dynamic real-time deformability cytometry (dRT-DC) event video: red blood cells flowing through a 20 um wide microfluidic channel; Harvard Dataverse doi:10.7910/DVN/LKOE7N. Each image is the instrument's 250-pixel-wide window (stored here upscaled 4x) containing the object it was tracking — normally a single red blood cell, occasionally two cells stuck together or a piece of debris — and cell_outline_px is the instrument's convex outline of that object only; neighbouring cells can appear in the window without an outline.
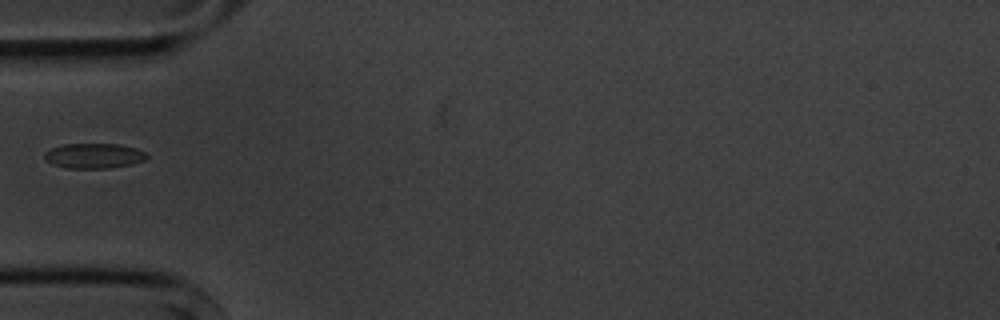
{"species": "common noctule bat (a hibernating species)", "species_latin": "Nyctalus noctula", "temperature_condition": "cold", "stored_images_in_passage": 5, "camera_frame_rate_fps": 3000, "um_per_image_px": 0.085, "animal": {"sex": "male", "body_mass_g": 20.1, "forearm_length_mm": 53.5}, "frame": {"image": 1, "passage_image": 4, "time_ms": 3.667, "image_size_px": [1000, 320], "cell_outline_px": [[148, 156], [144, 160], [132, 164], [108, 168], [68, 168], [52, 164], [44, 160], [44, 152], [52, 148], [64, 144], [120, 144], [136, 148], [148, 152]], "centroid_in_image_um": [7.99, 13.24], "position_along_channel_um": 77.0, "area_um2": 15.03}}
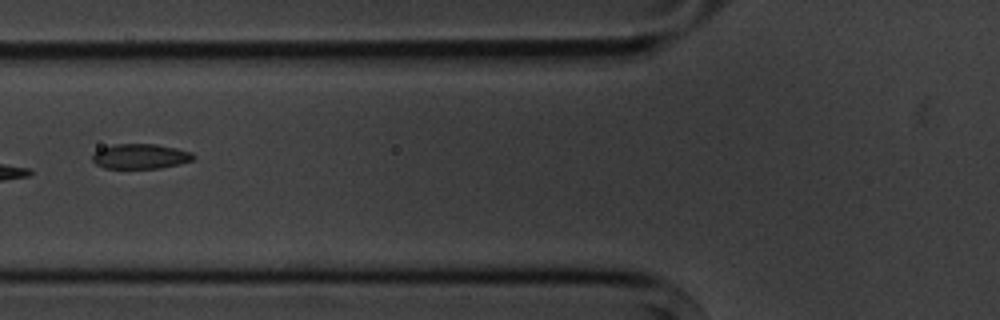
{"frame": {"image": 2, "passage_image": 5, "time_ms": 4.667, "image_size_px": [1000, 320], "cell_outline_px": [[196, 156], [192, 160], [180, 164], [160, 168], [104, 168], [96, 164], [92, 160], [92, 152], [100, 148], [112, 144], [156, 144], [176, 148], [192, 152]], "centroid_in_image_um": [11.91, 13.28], "position_along_channel_um": 113.9, "area_um2": 14.85}}